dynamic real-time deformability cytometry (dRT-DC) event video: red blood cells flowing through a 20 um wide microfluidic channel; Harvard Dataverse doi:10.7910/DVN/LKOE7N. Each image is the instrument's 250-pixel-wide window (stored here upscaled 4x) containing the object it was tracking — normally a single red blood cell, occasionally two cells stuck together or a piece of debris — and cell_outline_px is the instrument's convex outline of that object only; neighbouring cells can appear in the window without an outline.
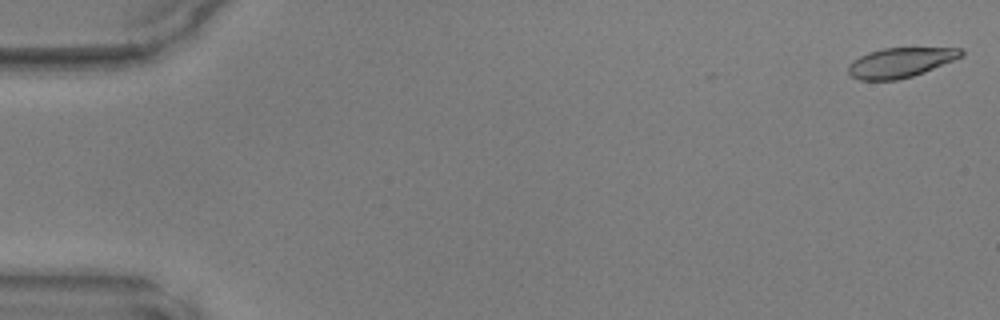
{"species": "common noctule bat (a hibernating species)", "species_latin": "Nyctalus noctula", "temperature_condition": "warm", "stored_images_in_passage": 8, "camera_frame_rate_fps": 3000, "um_per_image_px": 0.085, "animal": {"sex": "male", "body_mass_g": 17.9, "forearm_length_mm": 54.2}, "frame": {"image": 1, "passage_image": 1, "time_ms": 0.0, "image_size_px": [1000, 320], "cell_outline_px": [[964, 56], [924, 72], [912, 76], [896, 80], [860, 80], [852, 76], [848, 72], [848, 64], [852, 60], [868, 52], [884, 48], [964, 48]], "centroid_in_image_um": [76.54, 5.31], "position_along_channel_um": 8.5, "area_um2": 19.59}}